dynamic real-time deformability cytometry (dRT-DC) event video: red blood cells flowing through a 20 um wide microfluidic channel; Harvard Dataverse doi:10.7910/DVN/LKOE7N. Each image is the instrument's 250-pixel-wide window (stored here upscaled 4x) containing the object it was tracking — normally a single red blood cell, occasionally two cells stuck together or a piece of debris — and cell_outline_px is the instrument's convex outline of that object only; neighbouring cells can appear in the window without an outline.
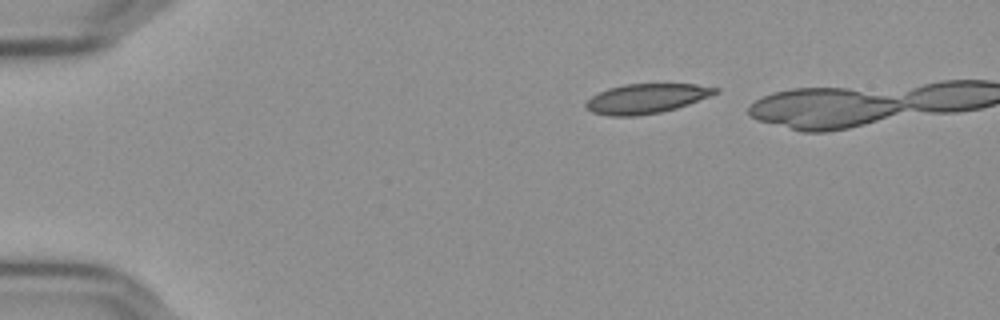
{"species": "Egyptian fruit bat (a non-hibernating species)", "species_latin": "Rousettus aegyptiacus", "temperature_condition": "cold", "stored_images_in_passage": 14, "camera_frame_rate_fps": 3000, "um_per_image_px": 0.085, "frame": {"image": 1, "passage_image": 1, "time_ms": 0.0, "image_size_px": [1000, 320], "cell_outline_px": [[720, 92], [688, 104], [676, 108], [660, 112], [636, 116], [612, 116], [592, 112], [584, 104], [592, 96], [608, 88], [624, 84], [696, 84], [720, 88]], "centroid_in_image_um": [54.96, 8.37], "position_along_channel_um": 30.0, "area_um2": 22.2}}
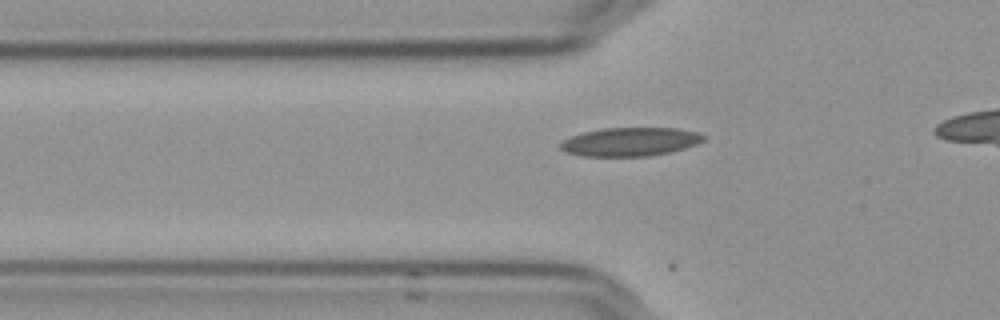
{"frame": {"image": 2, "passage_image": 10, "time_ms": 3.0, "image_size_px": [1000, 320], "cell_outline_px": [[708, 136], [704, 140], [696, 144], [684, 148], [668, 152], [648, 156], [580, 156], [568, 152], [560, 148], [560, 140], [584, 132], [604, 128], [680, 128], [696, 132]], "centroid_in_image_um": [53.57, 12.04], "position_along_channel_um": 72.2, "area_um2": 23.81}}